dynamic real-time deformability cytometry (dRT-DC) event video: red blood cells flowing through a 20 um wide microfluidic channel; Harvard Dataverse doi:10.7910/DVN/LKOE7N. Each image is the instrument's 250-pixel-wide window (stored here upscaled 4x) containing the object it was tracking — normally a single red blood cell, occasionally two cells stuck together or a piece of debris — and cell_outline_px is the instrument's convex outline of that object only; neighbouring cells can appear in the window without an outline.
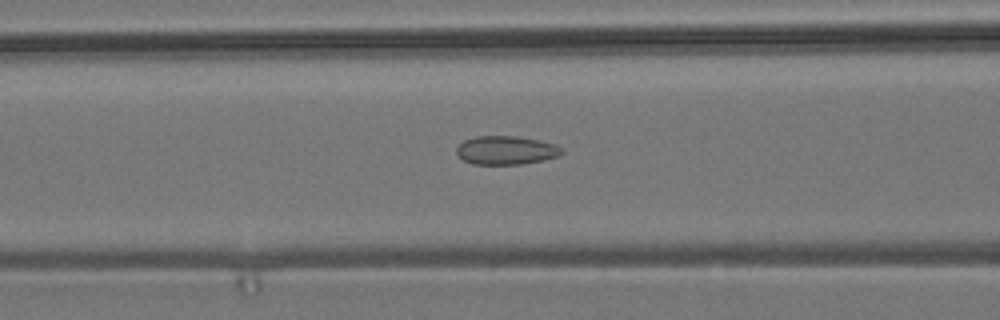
{"species": "common noctule bat (a hibernating species)", "species_latin": "Nyctalus noctula", "temperature_condition": "room temperature", "stored_images_in_passage": 39, "camera_frame_rate_fps": 3000, "um_per_image_px": 0.085, "animal": {"sex": "male", "body_mass_g": 19.2, "forearm_length_mm": 51.8}, "frame": {"image": 1, "passage_image": 16, "time_ms": 5.0, "image_size_px": [1000, 320], "cell_outline_px": [[564, 152], [560, 156], [544, 160], [520, 164], [472, 164], [464, 160], [456, 152], [456, 148], [464, 140], [476, 136], [516, 136], [556, 144]], "centroid_in_image_um": [43.02, 12.77], "position_along_channel_um": 123.6, "area_um2": 17.46}}
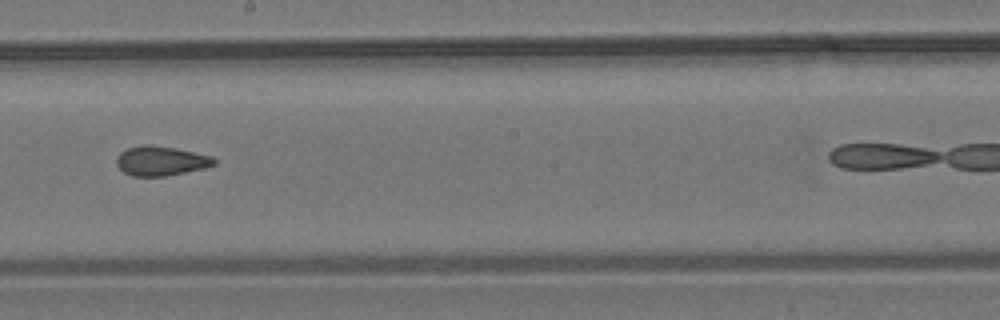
{"frame": {"image": 2, "passage_image": 25, "time_ms": 8.0, "image_size_px": [1000, 320], "cell_outline_px": [[216, 164], [204, 168], [164, 176], [132, 176], [124, 172], [116, 164], [116, 156], [120, 152], [128, 148], [144, 144], [152, 144], [176, 148], [212, 156], [216, 160]], "centroid_in_image_um": [13.66, 13.66], "position_along_channel_um": 234.5, "area_um2": 16.82}}
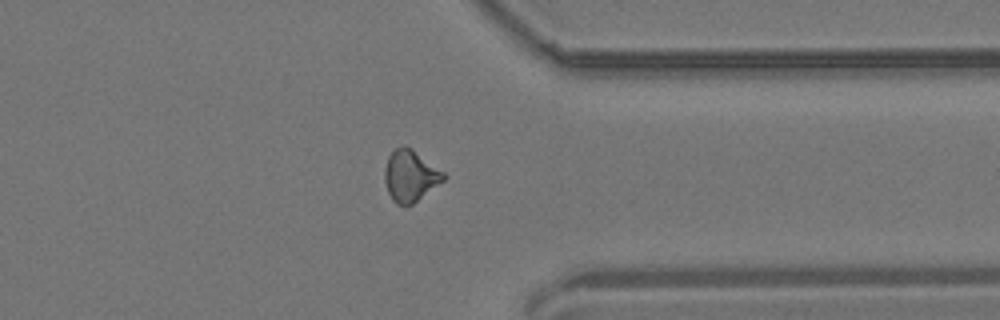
{"frame": {"image": 3, "passage_image": 37, "time_ms": 12.0, "image_size_px": [1000, 320], "cell_outline_px": [[448, 176], [444, 180], [412, 204], [404, 208], [396, 204], [392, 200], [388, 192], [384, 180], [384, 168], [388, 156], [396, 148], [404, 144], [412, 148], [444, 172]], "centroid_in_image_um": [34.86, 14.95], "position_along_channel_um": 376.5, "area_um2": 17.86}}